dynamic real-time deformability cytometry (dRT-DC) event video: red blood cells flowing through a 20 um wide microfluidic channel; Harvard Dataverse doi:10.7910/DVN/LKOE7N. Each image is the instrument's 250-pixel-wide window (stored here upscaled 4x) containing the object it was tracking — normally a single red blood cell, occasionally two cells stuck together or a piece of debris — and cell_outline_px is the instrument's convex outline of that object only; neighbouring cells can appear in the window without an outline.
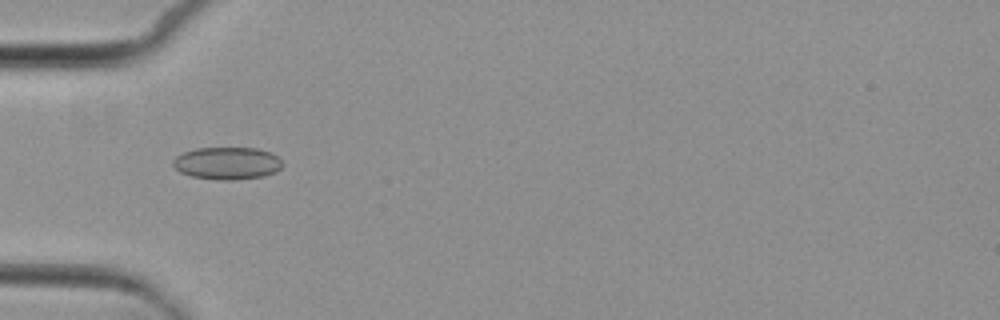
{"species": "common noctule bat (a hibernating species)", "species_latin": "Nyctalus noctula", "temperature_condition": "cold", "stored_images_in_passage": 5, "camera_frame_rate_fps": 3000, "um_per_image_px": 0.085, "animal": {"sex": "female", "body_mass_g": 29.2, "forearm_length_mm": 56.3}, "frame": {"image": 1, "passage_image": 3, "time_ms": 3.0, "image_size_px": [1000, 320], "cell_outline_px": [[284, 164], [276, 172], [264, 176], [236, 180], [220, 180], [192, 176], [180, 172], [172, 164], [172, 160], [176, 156], [184, 152], [196, 148], [256, 148], [272, 152]], "centroid_in_image_um": [19.32, 13.87], "position_along_channel_um": 65.7, "area_um2": 20.75}}
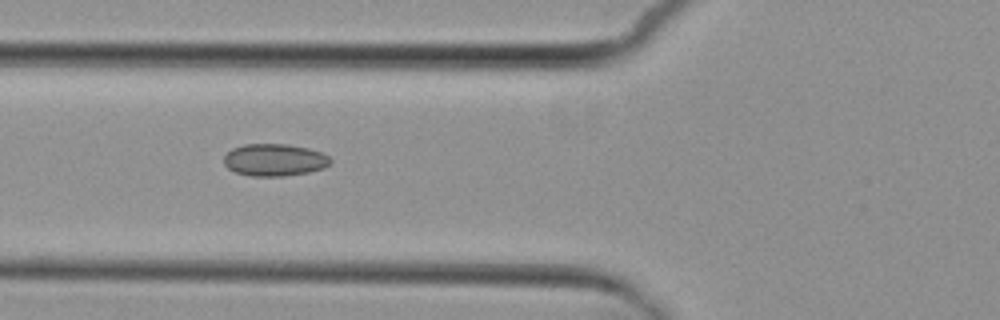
{"frame": {"image": 2, "passage_image": 4, "time_ms": 4.0, "image_size_px": [1000, 320], "cell_outline_px": [[332, 160], [324, 168], [308, 172], [284, 176], [252, 176], [236, 172], [228, 168], [224, 164], [224, 156], [232, 148], [244, 144], [288, 144], [308, 148], [320, 152], [328, 156]], "centroid_in_image_um": [23.32, 13.59], "position_along_channel_um": 102.5, "area_um2": 19.94}}
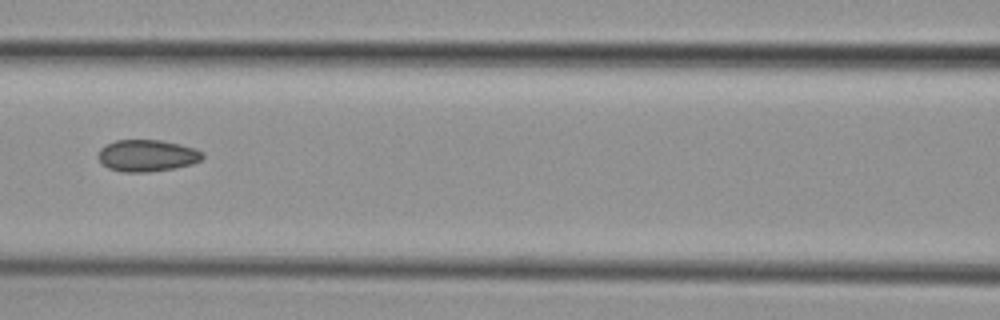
{"frame": {"image": 3, "passage_image": 5, "time_ms": 5.333, "image_size_px": [1000, 320], "cell_outline_px": [[204, 156], [200, 160], [192, 164], [176, 168], [148, 172], [124, 172], [108, 168], [96, 156], [100, 148], [104, 144], [116, 140], [160, 140], [180, 144], [196, 148], [204, 152]], "centroid_in_image_um": [12.5, 13.22], "position_along_channel_um": 154.1, "area_um2": 19.54}}